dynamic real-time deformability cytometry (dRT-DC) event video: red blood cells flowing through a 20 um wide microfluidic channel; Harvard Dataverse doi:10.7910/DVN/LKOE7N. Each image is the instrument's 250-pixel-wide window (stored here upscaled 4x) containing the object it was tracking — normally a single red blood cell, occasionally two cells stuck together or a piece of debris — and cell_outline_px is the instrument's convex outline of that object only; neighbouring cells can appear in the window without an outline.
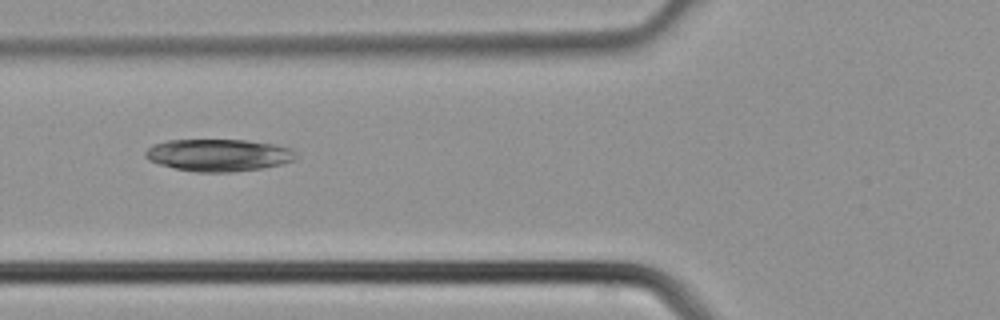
{"species": "common noctule bat (a hibernating species)", "species_latin": "Nyctalus noctula", "temperature_condition": "cold", "stored_images_in_passage": 4, "camera_frame_rate_fps": 3000, "um_per_image_px": 0.085, "animal": {"sex": "male", "body_mass_g": 21.5, "forearm_length_mm": 52.0}, "frame": {"image": 1, "passage_image": 4, "time_ms": 1.0, "image_size_px": [1000, 320], "cell_outline_px": [[296, 156], [292, 160], [280, 164], [264, 168], [232, 172], [196, 172], [176, 168], [160, 164], [148, 160], [144, 156], [144, 152], [152, 144], [168, 140], [248, 140], [276, 144], [292, 148], [296, 152]], "centroid_in_image_um": [18.57, 13.18], "position_along_channel_um": 107.2, "area_um2": 28.38}}